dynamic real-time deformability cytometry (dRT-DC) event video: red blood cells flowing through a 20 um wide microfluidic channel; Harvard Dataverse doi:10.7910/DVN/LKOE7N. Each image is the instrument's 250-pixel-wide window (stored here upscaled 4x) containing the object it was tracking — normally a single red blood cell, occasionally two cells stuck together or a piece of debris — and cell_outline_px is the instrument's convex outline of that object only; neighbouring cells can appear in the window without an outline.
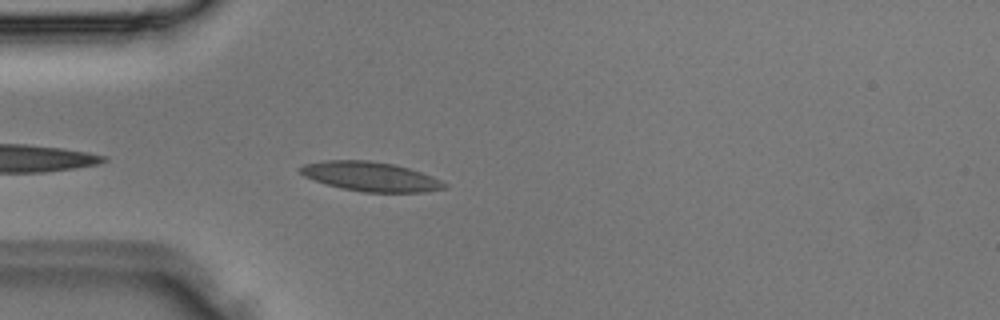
{"species": "Egyptian fruit bat (a non-hibernating species)", "species_latin": "Rousettus aegyptiacus", "temperature_condition": "room temperature", "stored_images_in_passage": 4, "camera_frame_rate_fps": 3000, "um_per_image_px": 0.085, "animal": {"sex": "male"}, "frame": {"image": 1, "passage_image": 4, "time_ms": 1.0, "image_size_px": [1000, 320], "cell_outline_px": [[448, 188], [424, 192], [364, 192], [340, 188], [304, 176], [296, 168], [304, 164], [324, 160], [368, 160], [392, 164], [408, 168], [432, 176], [448, 184]], "centroid_in_image_um": [31.5, 15.0], "position_along_channel_um": 53.5, "area_um2": 24.62}}